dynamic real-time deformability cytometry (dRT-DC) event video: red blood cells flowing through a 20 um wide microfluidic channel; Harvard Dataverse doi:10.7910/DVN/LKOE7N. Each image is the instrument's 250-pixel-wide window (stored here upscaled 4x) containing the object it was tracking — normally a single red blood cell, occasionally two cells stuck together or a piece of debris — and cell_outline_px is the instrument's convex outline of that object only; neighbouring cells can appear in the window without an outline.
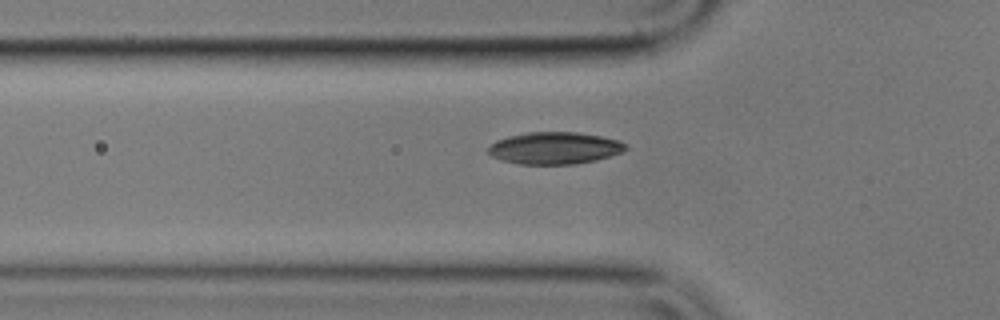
{"species": "common noctule bat (a hibernating species)", "species_latin": "Nyctalus noctula", "temperature_condition": "cold", "stored_images_in_passage": 41, "camera_frame_rate_fps": 3000, "um_per_image_px": 0.085, "animal": {"sex": "male", "body_mass_g": 17.9}, "frame": {"image": 1, "passage_image": 3, "time_ms": 0.667, "image_size_px": [1000, 320], "cell_outline_px": [[628, 148], [620, 152], [596, 160], [576, 164], [520, 164], [500, 160], [492, 156], [488, 152], [488, 148], [496, 140], [508, 136], [528, 132], [576, 132], [600, 136], [620, 140]], "centroid_in_image_um": [47.12, 12.58], "position_along_channel_um": 78.7, "area_um2": 25.55}}
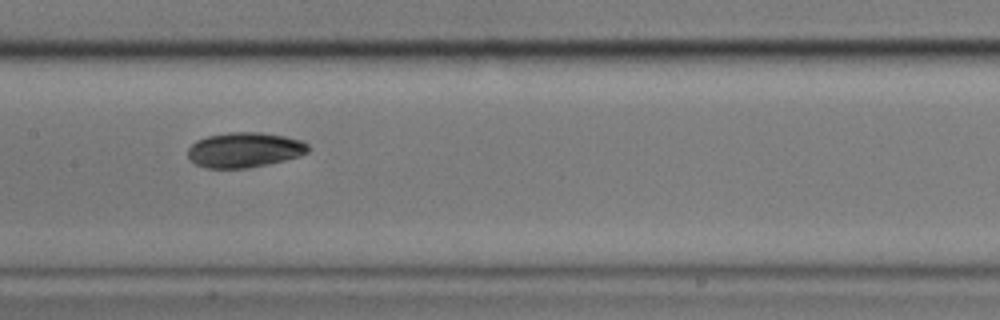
{"frame": {"image": 2, "passage_image": 12, "time_ms": 3.667, "image_size_px": [1000, 320], "cell_outline_px": [[308, 152], [300, 156], [268, 164], [248, 168], [208, 168], [196, 164], [188, 160], [188, 148], [196, 140], [208, 136], [228, 132], [260, 132], [284, 136], [300, 140], [308, 144]], "centroid_in_image_um": [20.76, 12.74], "position_along_channel_um": 186.6, "area_um2": 24.62}}
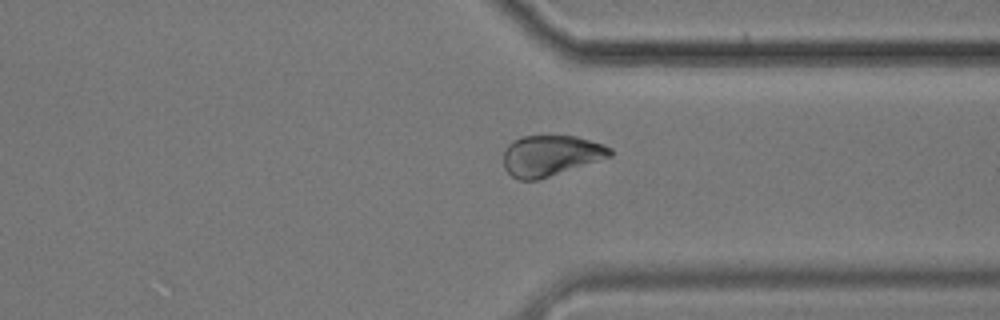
{"frame": {"image": 3, "passage_image": 27, "time_ms": 8.667, "image_size_px": [1000, 320], "cell_outline_px": [[612, 156], [536, 180], [520, 180], [512, 176], [504, 168], [504, 148], [512, 140], [520, 136], [576, 136], [604, 144], [612, 148]], "centroid_in_image_um": [46.79, 13.2], "position_along_channel_um": 364.6, "area_um2": 25.2}, "authors_computed_cell_mechanics": {"area_um2": 25.3164, "velocity_mm_per_s": 3.5671, "shape_relaxation_time_tau1_ms": 2.6736, "shape_relaxation_time_tau2_ms": 7.5278, "deformation_change_tau1": 0.0756, "deformation_change_tau2": 0.0833}}